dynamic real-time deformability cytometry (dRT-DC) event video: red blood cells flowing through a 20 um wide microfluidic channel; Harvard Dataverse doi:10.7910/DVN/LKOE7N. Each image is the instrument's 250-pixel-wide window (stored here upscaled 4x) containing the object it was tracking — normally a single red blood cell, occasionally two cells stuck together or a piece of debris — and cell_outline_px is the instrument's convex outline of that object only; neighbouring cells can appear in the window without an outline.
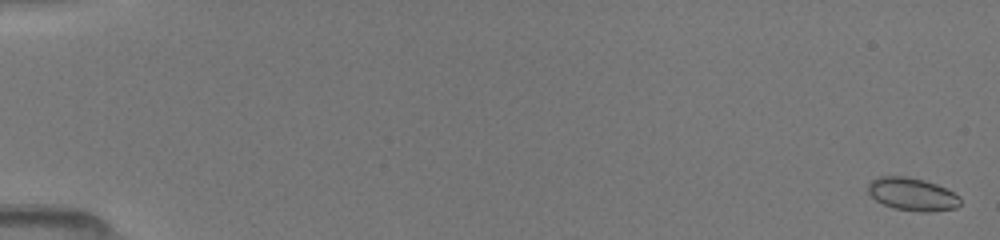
{"species": "common noctule bat (a hibernating species)", "species_latin": "Nyctalus noctula", "temperature_condition": "room temperature", "stored_images_in_passage": 25, "camera_frame_rate_fps": 3000, "um_per_image_px": 0.085, "animal": {"sex": "female", "body_mass_g": 19.5, "forearm_length_mm": 54.1}, "frame": {"image": 1, "passage_image": 1, "time_ms": 0.0, "image_size_px": [1000, 240], "cell_outline_px": [[960, 204], [956, 208], [928, 212], [920, 212], [896, 208], [884, 204], [876, 200], [868, 192], [868, 184], [876, 176], [908, 176], [924, 180], [936, 184], [960, 196]], "centroid_in_image_um": [77.53, 16.5], "position_along_channel_um": 7.5, "area_um2": 17.57}}
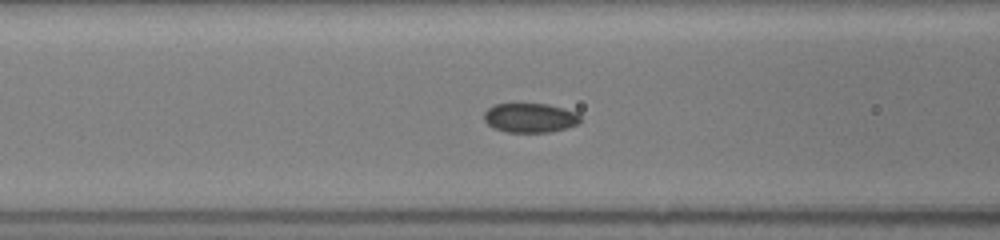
{"frame": {"image": 2, "passage_image": 17, "time_ms": 7.0, "image_size_px": [1000, 240], "cell_outline_px": [[580, 120], [576, 124], [552, 132], [508, 132], [496, 128], [488, 124], [484, 120], [484, 112], [492, 104], [548, 104], [564, 108], [576, 112], [580, 116]], "centroid_in_image_um": [45.04, 10.0], "position_along_channel_um": 121.6, "area_um2": 16.36}}
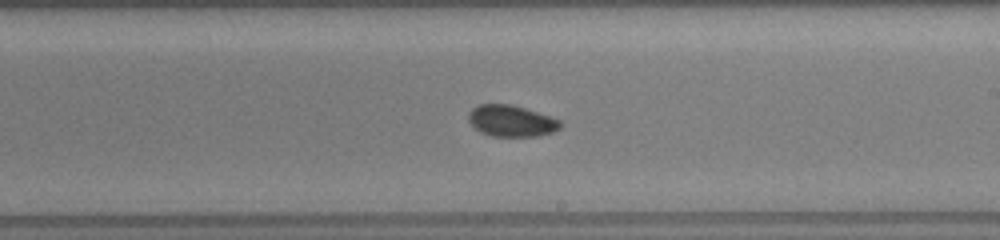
{"frame": {"image": 3, "passage_image": 24, "time_ms": 10.0, "image_size_px": [1000, 240], "cell_outline_px": [[560, 128], [552, 132], [540, 136], [492, 136], [480, 132], [468, 120], [468, 112], [476, 104], [512, 104], [560, 120]], "centroid_in_image_um": [43.42, 10.27], "position_along_channel_um": 245.6, "area_um2": 16.7}}